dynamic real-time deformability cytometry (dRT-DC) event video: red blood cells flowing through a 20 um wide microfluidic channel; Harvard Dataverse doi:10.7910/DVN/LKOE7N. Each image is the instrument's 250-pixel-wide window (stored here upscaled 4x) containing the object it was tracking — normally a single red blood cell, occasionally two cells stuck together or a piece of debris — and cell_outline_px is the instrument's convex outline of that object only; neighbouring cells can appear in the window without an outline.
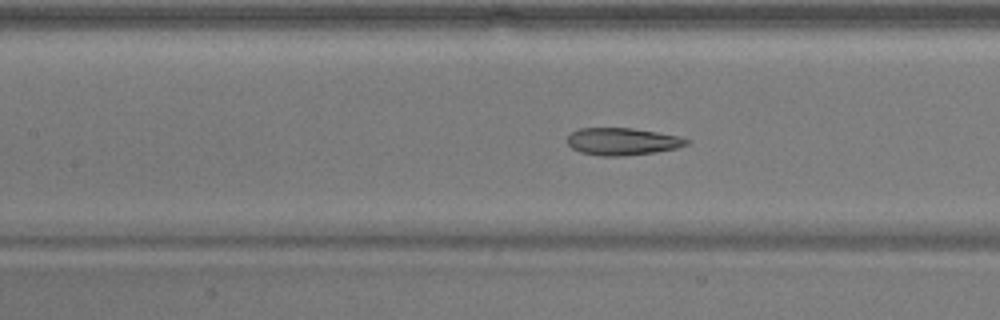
{"species": "common noctule bat (a hibernating species)", "species_latin": "Nyctalus noctula", "temperature_condition": "warm", "stored_images_in_passage": 24, "camera_frame_rate_fps": 3000, "um_per_image_px": 0.085, "animal": {"sex": "male", "body_mass_g": 17.9}, "frame": {"image": 1, "passage_image": 8, "time_ms": 2.333, "image_size_px": [1000, 320], "cell_outline_px": [[692, 140], [688, 144], [676, 148], [656, 152], [624, 156], [600, 156], [580, 152], [572, 148], [568, 144], [568, 136], [572, 132], [580, 128], [632, 128], [680, 136]], "centroid_in_image_um": [52.93, 12.03], "position_along_channel_um": 154.5, "area_um2": 19.02}}